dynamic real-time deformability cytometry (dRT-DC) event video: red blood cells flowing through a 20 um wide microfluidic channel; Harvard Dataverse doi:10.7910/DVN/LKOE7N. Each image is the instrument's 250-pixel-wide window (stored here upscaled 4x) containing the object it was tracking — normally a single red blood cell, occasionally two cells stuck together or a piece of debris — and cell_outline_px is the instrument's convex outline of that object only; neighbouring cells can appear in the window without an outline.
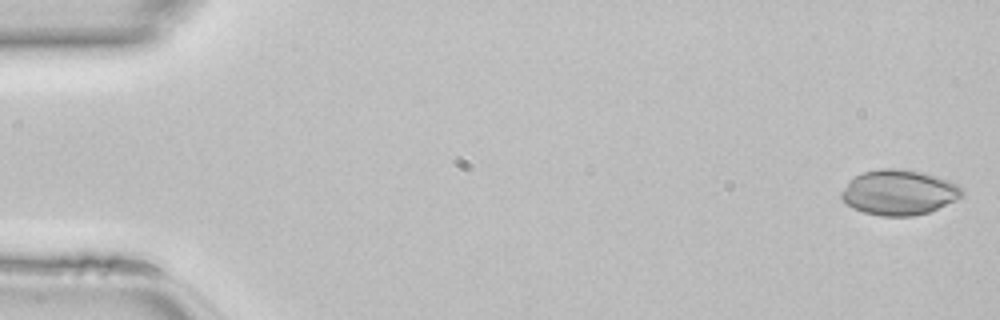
{"species": "common noctule bat (a hibernating species)", "species_latin": "Nyctalus noctula", "temperature_condition": "room temperature", "stored_images_in_passage": 46, "camera_frame_rate_fps": 3000, "um_per_image_px": 0.085, "animal": {"sex": "female", "body_mass_g": 22.7, "forearm_length_mm": 54.2}, "frame": {"image": 1, "passage_image": 1, "time_ms": 0.0, "image_size_px": [1000, 320], "cell_outline_px": [[964, 196], [956, 200], [928, 212], [912, 216], [880, 216], [864, 212], [852, 208], [840, 196], [840, 192], [848, 180], [864, 172], [880, 168], [892, 168], [920, 172], [948, 180], [956, 184], [964, 192]], "centroid_in_image_um": [76.38, 16.36], "position_along_channel_um": 8.6, "area_um2": 31.56}}
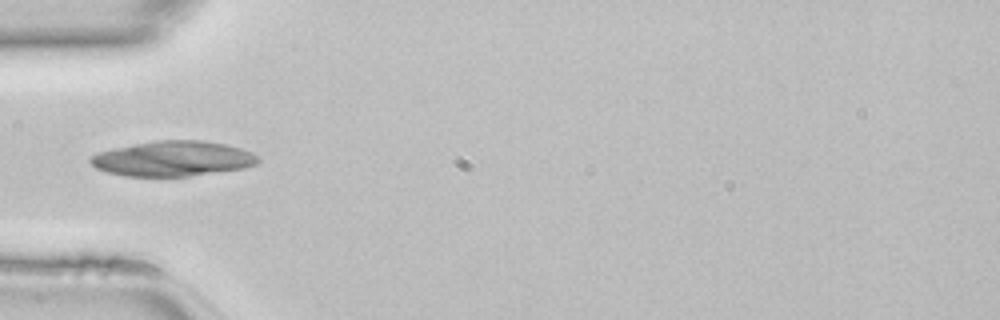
{"frame": {"image": 2, "passage_image": 15, "time_ms": 4.667, "image_size_px": [1000, 320], "cell_outline_px": [[260, 160], [256, 164], [244, 168], [188, 176], [124, 176], [108, 172], [96, 168], [88, 160], [92, 156], [100, 152], [112, 148], [156, 140], [200, 140], [224, 144], [240, 148], [252, 152]], "centroid_in_image_um": [14.68, 13.48], "position_along_channel_um": 70.3, "area_um2": 34.1}}
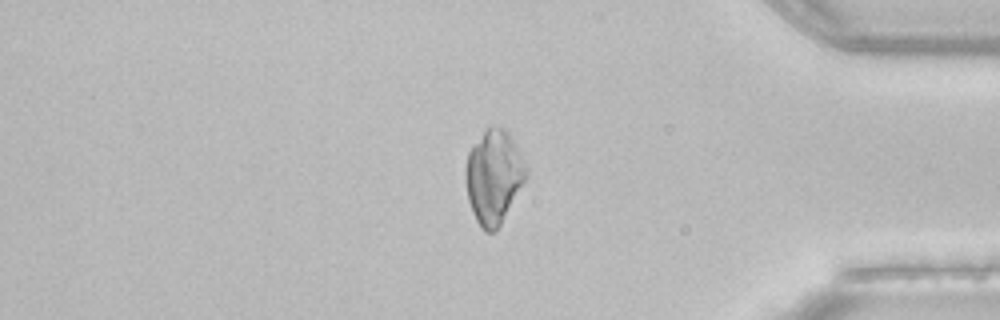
{"frame": {"image": 3, "passage_image": 39, "time_ms": 12.667, "image_size_px": [1000, 320], "cell_outline_px": [[528, 176], [496, 232], [484, 232], [480, 228], [472, 212], [468, 200], [464, 176], [464, 172], [468, 152], [472, 144], [492, 124], [496, 124], [504, 128], [508, 132], [528, 168]], "centroid_in_image_um": [41.95, 15.03], "position_along_channel_um": 393.2, "area_um2": 33.41}}